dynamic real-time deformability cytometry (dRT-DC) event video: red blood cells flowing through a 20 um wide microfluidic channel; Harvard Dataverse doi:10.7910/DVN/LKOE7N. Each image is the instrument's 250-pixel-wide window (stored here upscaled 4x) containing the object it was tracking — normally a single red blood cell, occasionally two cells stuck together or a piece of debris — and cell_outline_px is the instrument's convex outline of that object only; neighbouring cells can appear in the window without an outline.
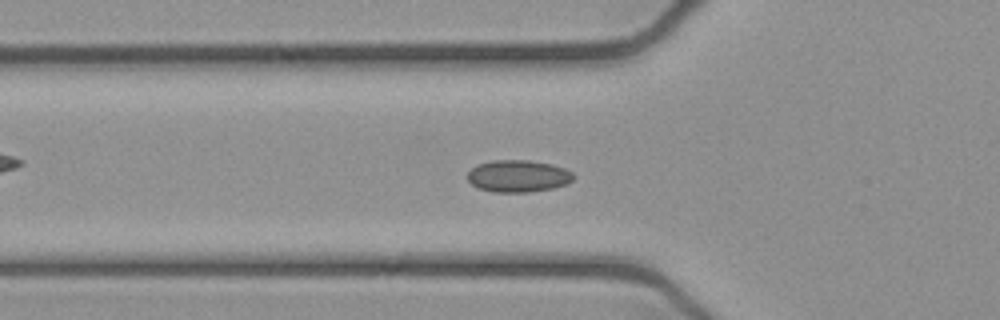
{"species": "common noctule bat (a hibernating species)", "species_latin": "Nyctalus noctula", "temperature_condition": "cold", "stored_images_in_passage": 54, "camera_frame_rate_fps": 3000, "um_per_image_px": 0.085, "animal": {"sex": "female", "body_mass_g": 21.9}, "frame": {"image": 1, "passage_image": 18, "time_ms": 5.667, "image_size_px": [1000, 320], "cell_outline_px": [[576, 176], [572, 180], [564, 184], [552, 188], [528, 192], [492, 192], [480, 188], [472, 184], [468, 180], [468, 172], [476, 164], [492, 160], [528, 160], [552, 164], [564, 168], [572, 172]], "centroid_in_image_um": [44.03, 14.95], "position_along_channel_um": 81.8, "area_um2": 19.77}}
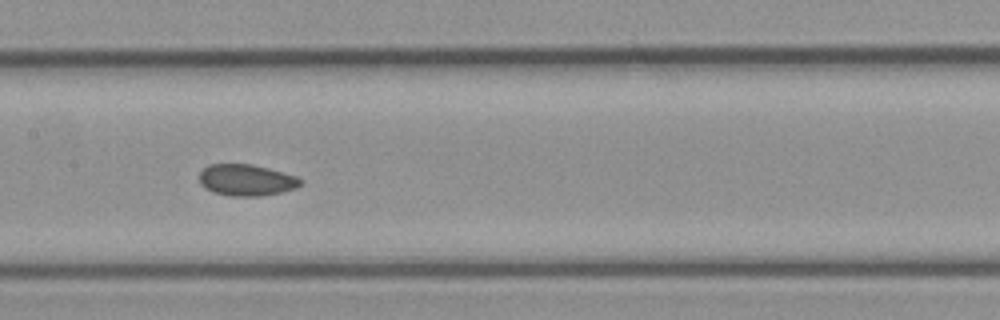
{"frame": {"image": 2, "passage_image": 26, "time_ms": 8.333, "image_size_px": [1000, 320], "cell_outline_px": [[304, 184], [296, 188], [280, 192], [260, 196], [232, 196], [212, 192], [204, 188], [200, 184], [200, 172], [208, 164], [252, 164], [268, 168], [296, 176], [304, 180]], "centroid_in_image_um": [20.95, 15.31], "position_along_channel_um": 186.4, "area_um2": 18.67}}
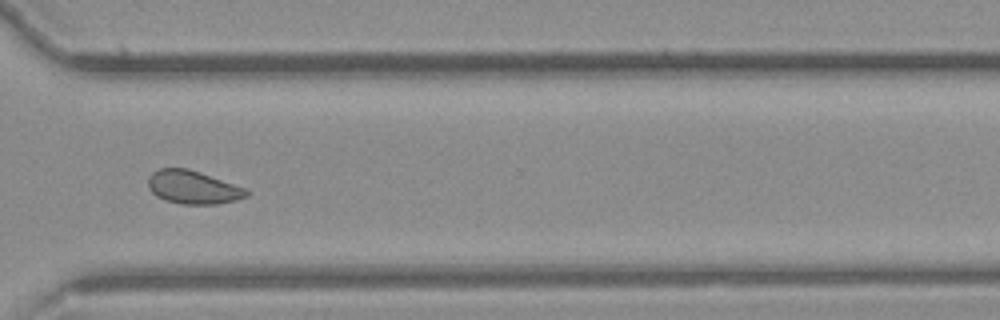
{"frame": {"image": 3, "passage_image": 39, "time_ms": 12.667, "image_size_px": [1000, 320], "cell_outline_px": [[252, 192], [248, 196], [236, 200], [216, 204], [180, 204], [164, 200], [156, 196], [148, 188], [148, 176], [152, 172], [160, 168], [188, 168], [248, 188]], "centroid_in_image_um": [16.43, 15.92], "position_along_channel_um": 354.2, "area_um2": 19.42}, "authors_computed_cell_mechanics": {"area_um2": 19.3919, "velocity_mm_per_s": 3.873, "shape_relaxation_time_tau1_ms": null, "shape_relaxation_time_tau2_ms": 5.3809, "deformation_change_tau1": null, "deformation_change_tau2": 0.0719}}